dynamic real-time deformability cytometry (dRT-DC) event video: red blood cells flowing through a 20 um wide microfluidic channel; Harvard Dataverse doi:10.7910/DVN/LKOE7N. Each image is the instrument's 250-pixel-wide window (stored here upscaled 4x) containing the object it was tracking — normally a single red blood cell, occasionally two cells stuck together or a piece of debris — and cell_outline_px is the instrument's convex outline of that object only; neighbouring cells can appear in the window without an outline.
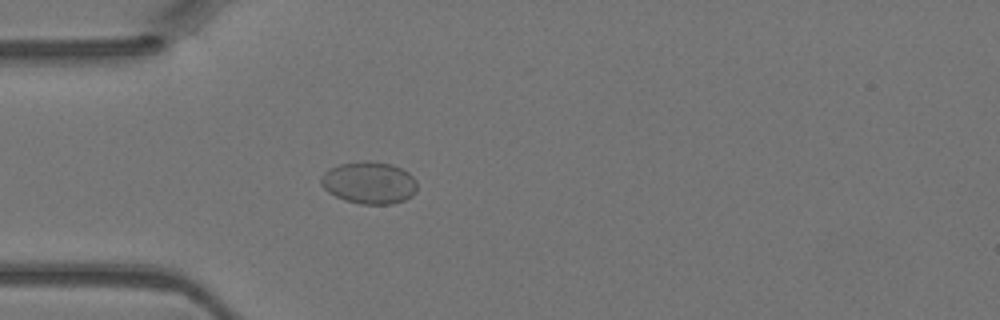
{"species": "Egyptian fruit bat (a non-hibernating species)", "species_latin": "Rousettus aegyptiacus", "temperature_condition": "warm", "stored_images_in_passage": 36, "camera_frame_rate_fps": 3000, "um_per_image_px": 0.085, "animal": {"sex": "female"}, "frame": {"image": 1, "passage_image": 3, "time_ms": 0.667, "image_size_px": [1000, 320], "cell_outline_px": [[416, 192], [412, 196], [404, 200], [392, 204], [360, 204], [344, 200], [328, 192], [320, 184], [320, 176], [324, 172], [340, 164], [364, 160], [368, 160], [392, 164], [408, 172], [416, 180]], "centroid_in_image_um": [31.37, 15.53], "position_along_channel_um": 53.6, "area_um2": 23.76}}
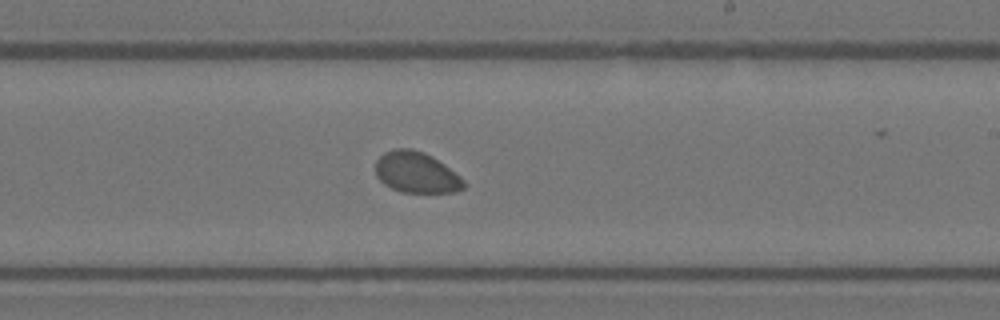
{"frame": {"image": 2, "passage_image": 17, "time_ms": 5.333, "image_size_px": [1000, 320], "cell_outline_px": [[464, 188], [456, 192], [400, 192], [384, 184], [376, 176], [376, 160], [384, 152], [392, 148], [412, 148], [424, 152], [432, 156], [444, 164], [460, 176], [464, 180]], "centroid_in_image_um": [35.37, 14.64], "position_along_channel_um": 253.6, "area_um2": 21.15}}
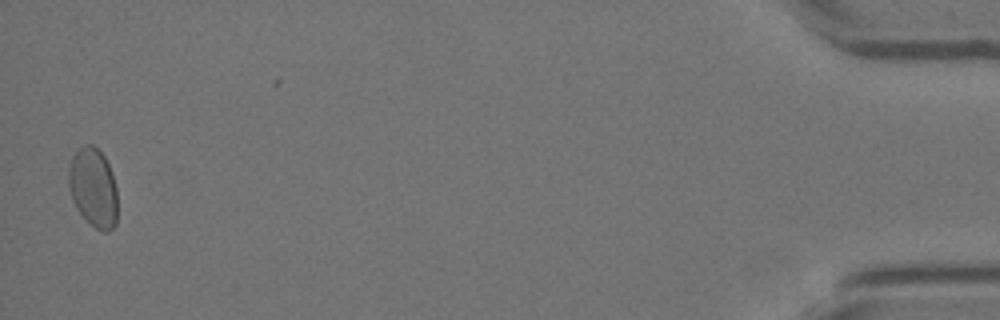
{"frame": {"image": 3, "passage_image": 35, "time_ms": 11.333, "image_size_px": [1000, 320], "cell_outline_px": [[116, 224], [108, 232], [104, 232], [96, 228], [76, 208], [72, 200], [68, 188], [68, 168], [72, 156], [84, 144], [92, 144], [104, 156], [112, 172], [116, 188]], "centroid_in_image_um": [7.91, 15.93], "position_along_channel_um": 427.3, "area_um2": 22.48}}